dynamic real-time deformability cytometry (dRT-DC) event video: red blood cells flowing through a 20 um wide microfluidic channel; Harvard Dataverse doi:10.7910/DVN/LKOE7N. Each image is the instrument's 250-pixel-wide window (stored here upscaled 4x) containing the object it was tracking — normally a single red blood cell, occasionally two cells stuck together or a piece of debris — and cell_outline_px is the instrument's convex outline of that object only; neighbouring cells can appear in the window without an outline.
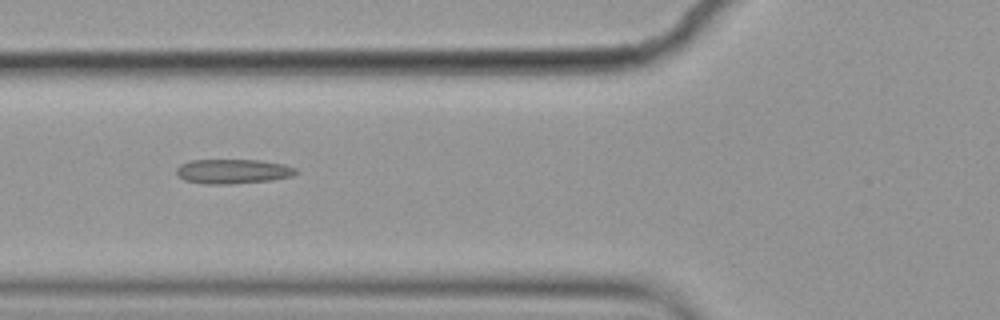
{"species": "common noctule bat (a hibernating species)", "species_latin": "Nyctalus noctula", "temperature_condition": "cold", "stored_images_in_passage": 12, "camera_frame_rate_fps": 3000, "um_per_image_px": 0.085, "animal": {"sex": "female", "body_mass_g": 19.9}, "frame": {"image": 1, "passage_image": 4, "time_ms": 1.0, "image_size_px": [1000, 320], "cell_outline_px": [[300, 172], [292, 176], [272, 180], [232, 184], [204, 184], [184, 180], [176, 172], [176, 168], [180, 164], [192, 160], [260, 160], [284, 164], [296, 168]], "centroid_in_image_um": [19.82, 14.57], "position_along_channel_um": 106.0, "area_um2": 17.22}}
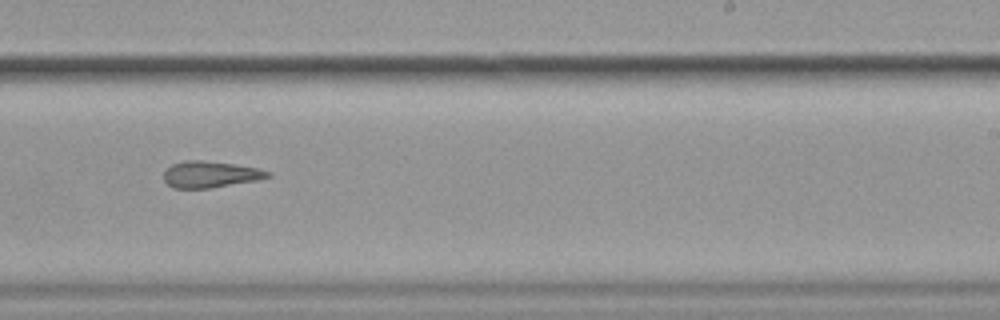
{"frame": {"image": 2, "passage_image": 8, "time_ms": 2.333, "image_size_px": [1000, 320], "cell_outline_px": [[272, 176], [260, 180], [212, 188], [172, 188], [164, 180], [164, 172], [172, 164], [184, 160], [200, 160], [232, 164], [260, 168], [272, 172]], "centroid_in_image_um": [17.93, 14.83], "position_along_channel_um": 271.1, "area_um2": 16.18}}
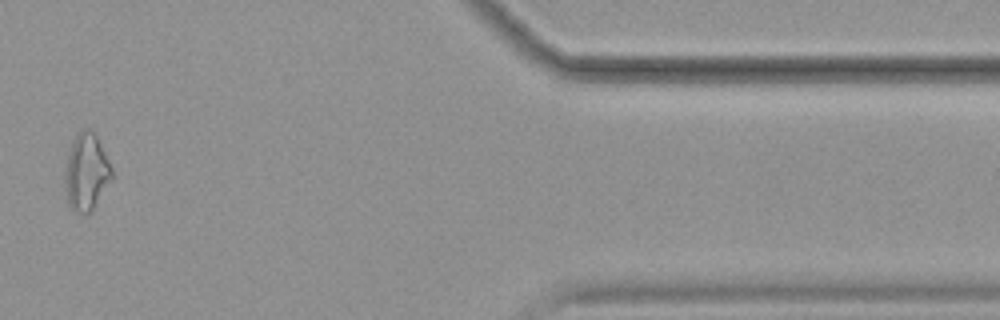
{"frame": {"image": 3, "passage_image": 11, "time_ms": 3.333, "image_size_px": [1000, 320], "cell_outline_px": [[116, 176], [92, 212], [84, 216], [76, 212], [68, 204], [64, 184], [64, 176], [68, 152], [80, 128], [88, 128], [96, 136]], "centroid_in_image_um": [7.37, 14.7], "position_along_channel_um": 404.0, "area_um2": 21.56}}